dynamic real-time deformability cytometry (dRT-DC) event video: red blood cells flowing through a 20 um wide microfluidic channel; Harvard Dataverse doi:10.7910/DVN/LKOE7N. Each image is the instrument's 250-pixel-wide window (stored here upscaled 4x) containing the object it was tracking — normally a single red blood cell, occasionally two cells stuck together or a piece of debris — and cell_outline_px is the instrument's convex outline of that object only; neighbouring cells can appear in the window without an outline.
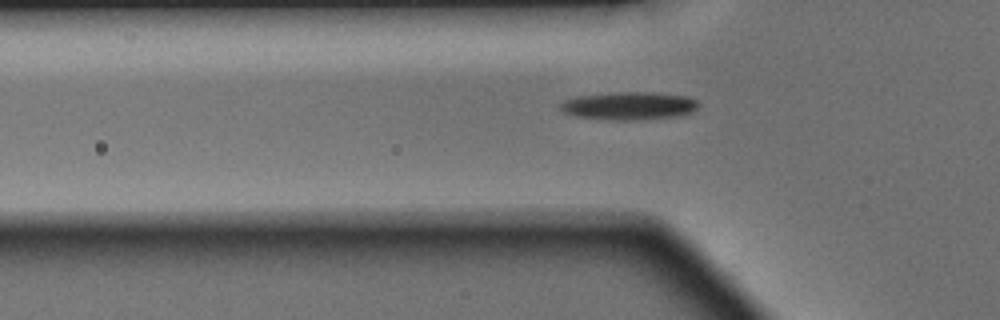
{"species": "Egyptian fruit bat (a non-hibernating species)", "species_latin": "Rousettus aegyptiacus", "temperature_condition": "warm", "stored_images_in_passage": 34, "camera_frame_rate_fps": 3000, "um_per_image_px": 0.085, "animal": {"sex": "male"}, "frame": {"image": 1, "passage_image": 3, "time_ms": 0.667, "image_size_px": [1000, 320], "cell_outline_px": [[700, 104], [692, 112], [680, 116], [644, 120], [604, 120], [576, 116], [564, 112], [560, 108], [560, 104], [564, 100], [580, 96], [624, 92], [648, 92], [688, 96], [696, 100]], "centroid_in_image_um": [53.51, 9.01], "position_along_channel_um": 72.3, "area_um2": 22.54}}
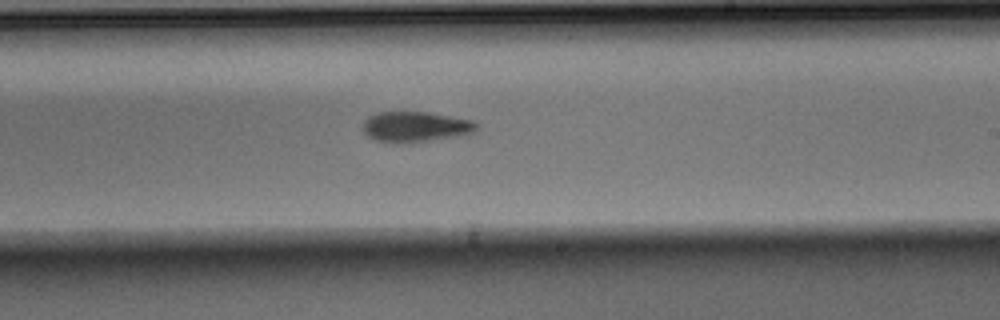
{"frame": {"image": 2, "passage_image": 16, "time_ms": 5.0, "image_size_px": [1000, 320], "cell_outline_px": [[476, 128], [472, 132], [460, 136], [424, 140], [376, 140], [368, 136], [360, 128], [364, 120], [368, 116], [376, 112], [428, 112], [472, 120], [476, 124]], "centroid_in_image_um": [35.27, 10.72], "position_along_channel_um": 253.7, "area_um2": 19.36}}
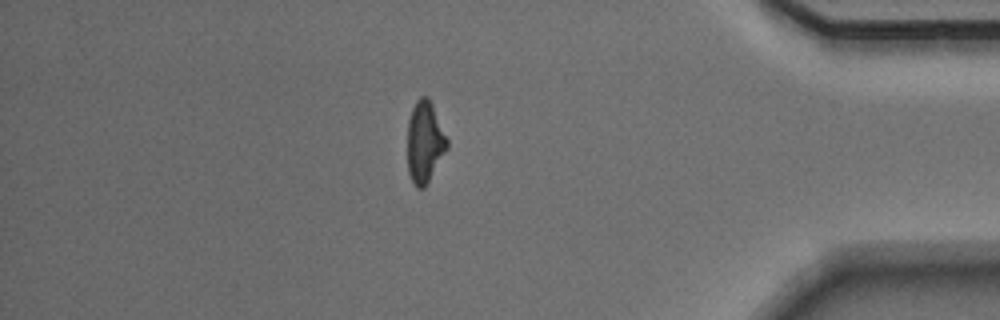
{"frame": {"image": 3, "passage_image": 29, "time_ms": 9.333, "image_size_px": [1000, 320], "cell_outline_px": [[448, 148], [424, 188], [416, 188], [408, 172], [408, 120], [412, 108], [416, 100], [420, 96], [428, 96], [432, 104], [448, 140]], "centroid_in_image_um": [36.1, 12.06], "position_along_channel_um": 399.1, "area_um2": 18.73}, "authors_computed_cell_mechanics": {"area_um2": 20.23, "velocity_mm_per_s": 4.162, "shape_relaxation_time_tau1_ms": 3.9343, "shape_relaxation_time_tau2_ms": 6.0054, "deformation_change_tau1": 0.1572, "deformation_change_tau2": 0.1688}}